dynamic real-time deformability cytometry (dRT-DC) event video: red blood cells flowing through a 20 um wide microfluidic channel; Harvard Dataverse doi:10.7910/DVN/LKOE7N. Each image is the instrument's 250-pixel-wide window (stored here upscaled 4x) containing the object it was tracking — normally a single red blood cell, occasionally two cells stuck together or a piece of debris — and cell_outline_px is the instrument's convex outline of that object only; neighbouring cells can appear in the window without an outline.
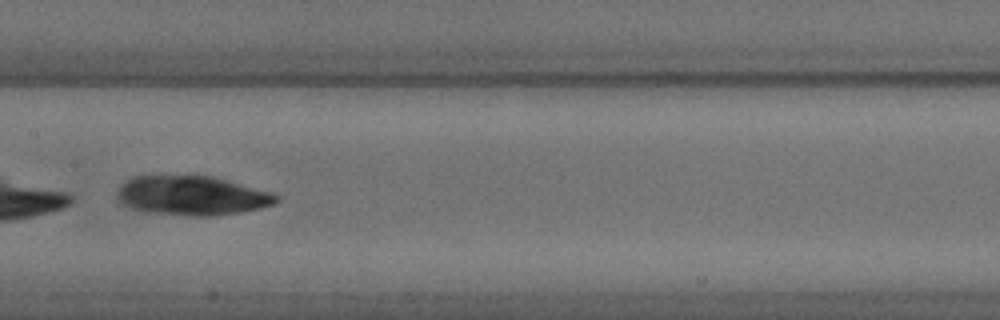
{"species": "common noctule bat (a hibernating species)", "species_latin": "Nyctalus noctula", "temperature_condition": "cold", "stored_images_in_passage": 32, "camera_frame_rate_fps": 3000, "um_per_image_px": 0.085, "animal": {"sex": "male", "body_mass_g": 18.8}, "frame": {"image": 1, "passage_image": 29, "time_ms": 9.333, "image_size_px": [1000, 320], "cell_outline_px": [[280, 200], [276, 204], [260, 208], [240, 212], [208, 216], [192, 216], [152, 212], [132, 208], [124, 204], [116, 196], [116, 192], [132, 176], [212, 176], [268, 192], [280, 196]], "centroid_in_image_um": [16.34, 16.63], "position_along_channel_um": 191.1, "area_um2": 35.84}}